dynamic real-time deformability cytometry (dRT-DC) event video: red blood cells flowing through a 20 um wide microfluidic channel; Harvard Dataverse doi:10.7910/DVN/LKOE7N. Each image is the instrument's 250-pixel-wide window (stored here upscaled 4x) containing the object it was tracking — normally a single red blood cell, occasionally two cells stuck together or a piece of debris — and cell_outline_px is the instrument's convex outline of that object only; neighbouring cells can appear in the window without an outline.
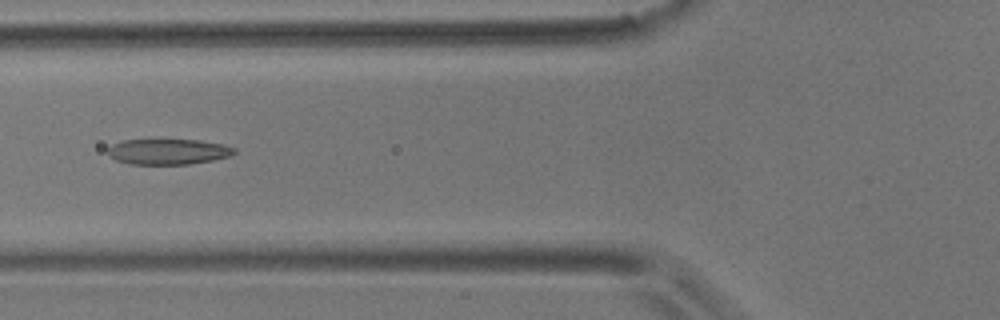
{"species": "common noctule bat (a hibernating species)", "species_latin": "Nyctalus noctula", "temperature_condition": "room temperature", "stored_images_in_passage": 16, "camera_frame_rate_fps": 3000, "um_per_image_px": 0.085, "animal": {"sex": "male", "body_mass_g": 17.9}, "frame": {"image": 1, "passage_image": 7, "time_ms": 2.0, "image_size_px": [1000, 320], "cell_outline_px": [[236, 152], [228, 156], [212, 160], [188, 164], [128, 164], [116, 160], [108, 156], [108, 148], [112, 144], [124, 140], [160, 136], [200, 140], [224, 144], [236, 148]], "centroid_in_image_um": [14.25, 12.83], "position_along_channel_um": 111.6, "area_um2": 19.94}}
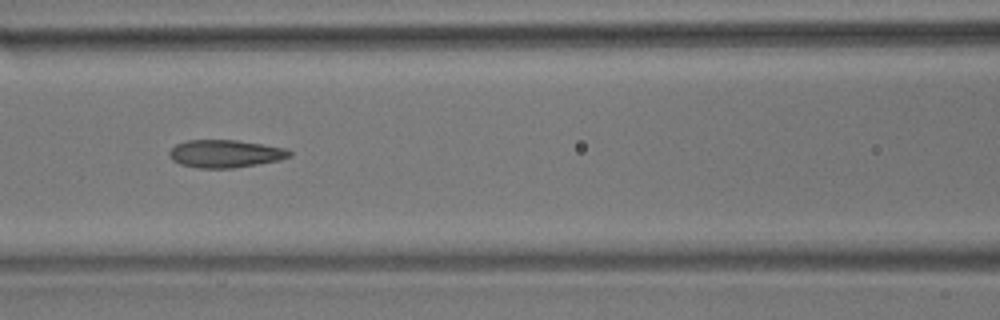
{"frame": {"image": 2, "passage_image": 10, "time_ms": 3.0, "image_size_px": [1000, 320], "cell_outline_px": [[292, 156], [280, 160], [232, 168], [196, 168], [180, 164], [172, 160], [168, 156], [168, 152], [176, 144], [188, 140], [236, 140], [288, 148], [292, 152]], "centroid_in_image_um": [19.15, 13.06], "position_along_channel_um": 147.5, "area_um2": 19.54}}